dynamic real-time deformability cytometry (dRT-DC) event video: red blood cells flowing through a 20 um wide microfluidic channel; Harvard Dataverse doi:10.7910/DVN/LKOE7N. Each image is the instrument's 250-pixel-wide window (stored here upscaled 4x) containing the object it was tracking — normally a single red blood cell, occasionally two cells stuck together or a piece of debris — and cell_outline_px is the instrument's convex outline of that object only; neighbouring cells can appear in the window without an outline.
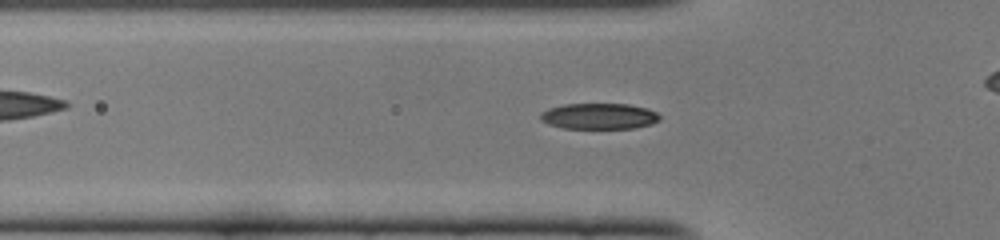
{"species": "common noctule bat (a hibernating species)", "species_latin": "Nyctalus noctula", "temperature_condition": "cold", "stored_images_in_passage": 31, "camera_frame_rate_fps": 3000, "um_per_image_px": 0.085, "animal": {"sex": "female", "body_mass_g": 22.0, "forearm_length_mm": 56.7}, "frame": {"image": 1, "passage_image": 7, "time_ms": 2.0, "image_size_px": [1000, 240], "cell_outline_px": [[660, 120], [652, 124], [636, 128], [564, 128], [548, 124], [540, 120], [540, 112], [548, 108], [564, 104], [628, 104], [648, 108], [656, 112], [660, 116]], "centroid_in_image_um": [50.92, 9.87], "position_along_channel_um": 74.9, "area_um2": 18.15}}
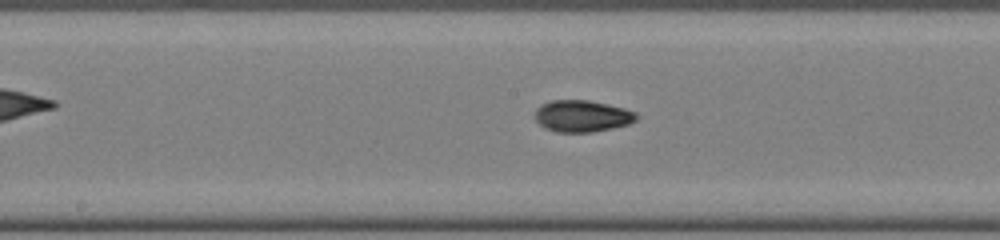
{"frame": {"image": 2, "passage_image": 16, "time_ms": 5.0, "image_size_px": [1000, 240], "cell_outline_px": [[636, 120], [628, 124], [612, 128], [592, 132], [556, 132], [544, 128], [536, 120], [536, 108], [540, 104], [552, 100], [588, 100], [624, 108], [636, 112]], "centroid_in_image_um": [49.45, 9.86], "position_along_channel_um": 198.7, "area_um2": 18.67}}
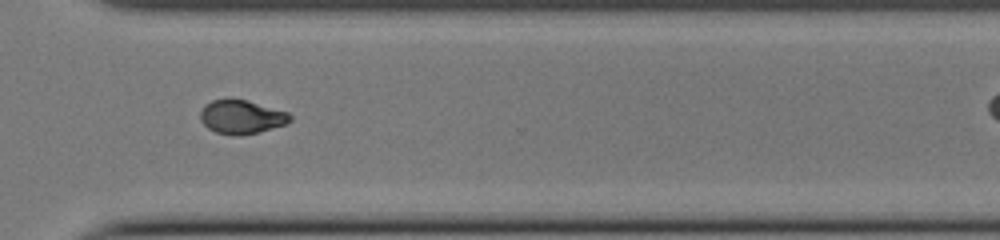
{"frame": {"image": 3, "passage_image": 27, "time_ms": 8.667, "image_size_px": [1000, 240], "cell_outline_px": [[292, 120], [284, 124], [260, 132], [240, 136], [232, 136], [216, 132], [208, 128], [200, 120], [200, 112], [204, 104], [212, 100], [248, 100], [288, 112], [292, 116]], "centroid_in_image_um": [20.52, 9.95], "position_along_channel_um": 350.1, "area_um2": 17.69}}